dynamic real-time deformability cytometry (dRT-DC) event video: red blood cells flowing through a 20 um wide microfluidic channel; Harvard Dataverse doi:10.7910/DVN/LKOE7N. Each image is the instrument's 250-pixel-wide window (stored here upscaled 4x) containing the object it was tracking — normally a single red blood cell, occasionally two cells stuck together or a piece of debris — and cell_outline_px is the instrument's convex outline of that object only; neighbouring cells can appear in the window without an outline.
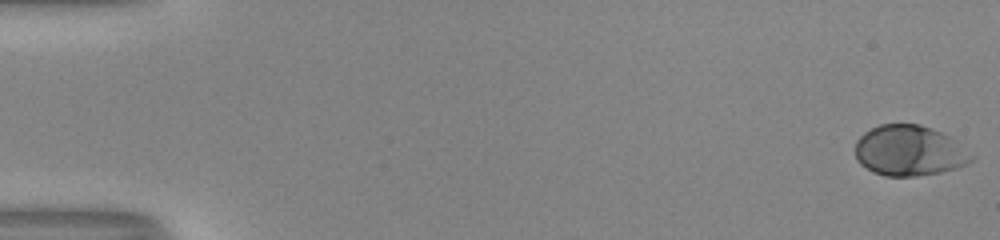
{"species": "human", "species_latin": "Homo sapiens", "temperature_condition": "room temperature", "stored_images_in_passage": 54, "camera_frame_rate_fps": 3000, "um_per_image_px": 0.085, "donor": {"sex": "male"}, "frame": {"image": 1, "passage_image": 1, "time_ms": 0.0, "image_size_px": [1000, 240], "cell_outline_px": [[976, 156], [972, 160], [956, 168], [940, 172], [916, 176], [884, 176], [872, 172], [860, 164], [856, 160], [856, 140], [864, 132], [880, 124], [920, 124], [940, 132], [948, 136]], "centroid_in_image_um": [77.26, 12.81], "position_along_channel_um": 7.7, "area_um2": 34.1}}
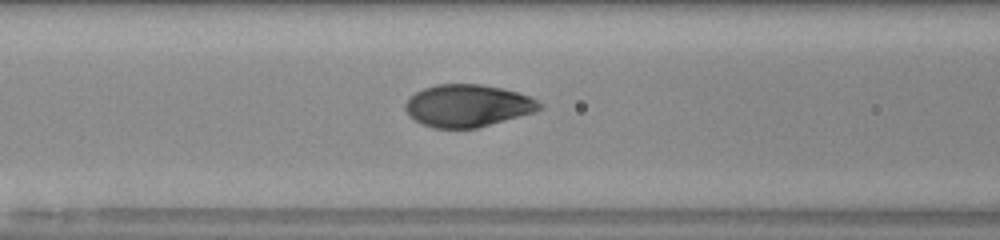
{"frame": {"image": 2, "passage_image": 24, "time_ms": 7.667, "image_size_px": [1000, 240], "cell_outline_px": [[544, 108], [536, 112], [476, 128], [432, 128], [408, 116], [404, 108], [404, 104], [416, 92], [424, 88], [436, 84], [480, 84], [504, 88], [528, 96], [544, 104]], "centroid_in_image_um": [39.77, 8.98], "position_along_channel_um": 126.8, "area_um2": 33.18}}
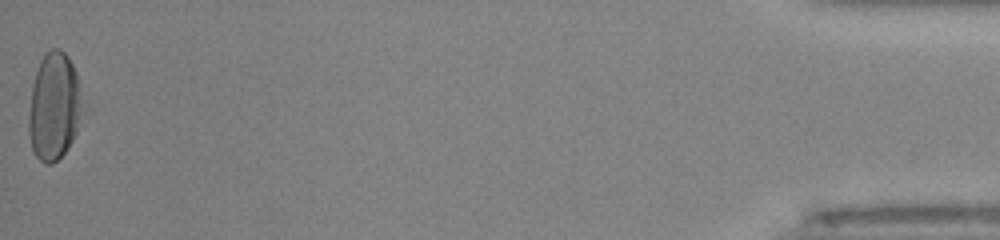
{"frame": {"image": 3, "passage_image": 54, "time_ms": 17.667, "image_size_px": [1000, 240], "cell_outline_px": [[84, 108], [76, 132], [68, 148], [52, 164], [48, 164], [40, 160], [36, 156], [32, 148], [28, 132], [28, 116], [32, 84], [40, 60], [44, 52], [48, 48], [60, 48], [68, 56], [76, 72], [84, 104]], "centroid_in_image_um": [4.6, 9.01], "position_along_channel_um": 430.6, "area_um2": 34.1}, "authors_computed_cell_mechanics": {"area_um2": 33.5818, "velocity_mm_per_s": 3.9954, "shape_relaxation_time_tau1_ms": 3.4646, "shape_relaxation_time_tau2_ms": null, "deformation_change_tau1": 0.1991, "deformation_change_tau2": null}}